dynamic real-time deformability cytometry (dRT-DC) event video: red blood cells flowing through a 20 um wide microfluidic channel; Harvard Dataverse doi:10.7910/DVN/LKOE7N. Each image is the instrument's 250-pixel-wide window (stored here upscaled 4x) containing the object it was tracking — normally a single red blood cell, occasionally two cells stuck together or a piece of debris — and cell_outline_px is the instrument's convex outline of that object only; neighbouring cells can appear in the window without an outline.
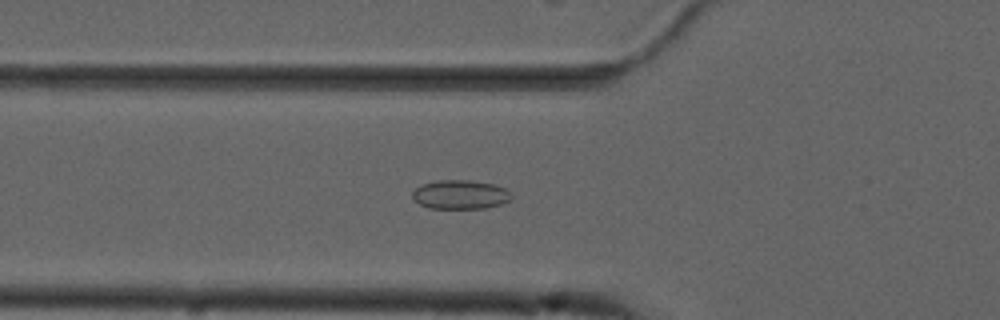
{"species": "common noctule bat (a hibernating species)", "species_latin": "Nyctalus noctula", "temperature_condition": "cold", "stored_images_in_passage": 55, "camera_frame_rate_fps": 3000, "um_per_image_px": 0.085, "animal": {"sex": "male", "forearm_length_mm": 52.5}, "frame": {"image": 1, "passage_image": 20, "time_ms": 6.333, "image_size_px": [1000, 320], "cell_outline_px": [[512, 200], [500, 204], [484, 208], [428, 208], [420, 204], [412, 196], [412, 192], [420, 184], [436, 180], [468, 180], [496, 184], [512, 192]], "centroid_in_image_um": [39.15, 16.52], "position_along_channel_um": 86.7, "area_um2": 16.88}}
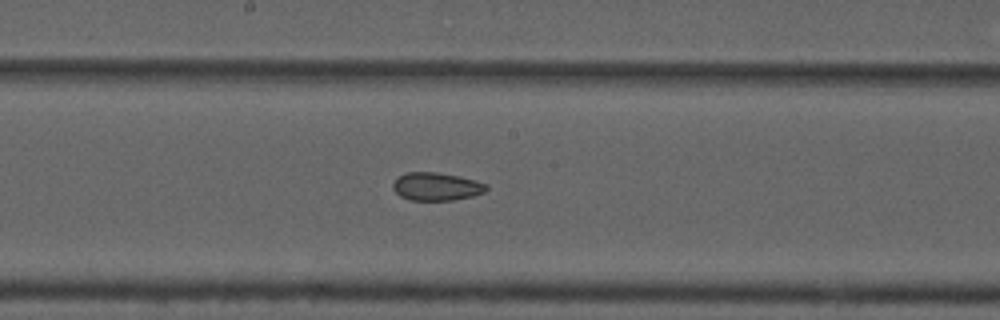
{"frame": {"image": 2, "passage_image": 30, "time_ms": 9.667, "image_size_px": [1000, 320], "cell_outline_px": [[488, 188], [484, 192], [472, 196], [452, 200], [412, 200], [400, 196], [392, 188], [392, 184], [400, 176], [408, 172], [436, 172], [460, 176], [476, 180], [488, 184]], "centroid_in_image_um": [37.12, 15.85], "position_along_channel_um": 211.1, "area_um2": 15.2}}
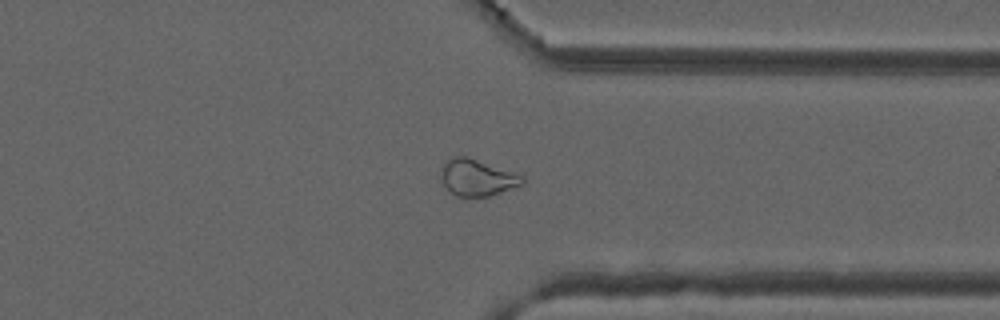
{"frame": {"image": 3, "passage_image": 43, "time_ms": 14.0, "image_size_px": [1000, 320], "cell_outline_px": [[524, 184], [488, 196], [456, 196], [444, 184], [440, 176], [440, 168], [452, 156], [468, 156], [524, 176]], "centroid_in_image_um": [40.55, 15.08], "position_along_channel_um": 370.9, "area_um2": 17.17}, "authors_computed_cell_mechanics": {"area_um2": 19.1318, "velocity_mm_per_s": 3.7143, "shape_relaxation_time_tau1_ms": null, "shape_relaxation_time_tau2_ms": 6.1795, "deformation_change_tau1": null, "deformation_change_tau2": 0.0962}}